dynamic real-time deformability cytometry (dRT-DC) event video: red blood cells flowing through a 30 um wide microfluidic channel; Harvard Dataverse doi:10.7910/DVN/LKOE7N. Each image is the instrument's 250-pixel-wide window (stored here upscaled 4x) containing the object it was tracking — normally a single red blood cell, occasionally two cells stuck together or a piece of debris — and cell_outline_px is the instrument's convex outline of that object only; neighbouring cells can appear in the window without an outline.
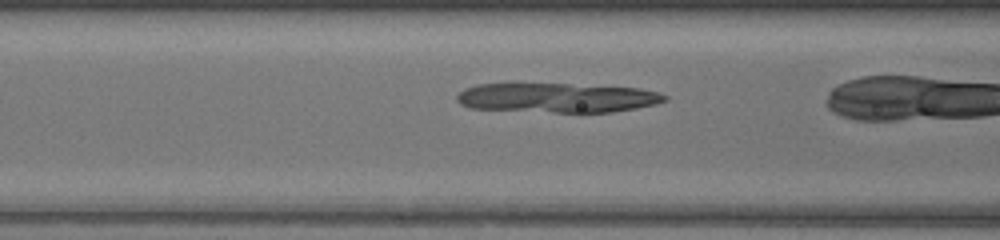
{"species": "common noctule bat (a hibernating species)", "species_latin": "Nyctalus noctula", "temperature_condition": "warm", "stored_images_in_passage": 13, "camera_frame_rate_fps": 3000, "um_per_image_px": 0.085, "animal": {"sex": "female", "body_mass_g": 17.0, "forearm_length_mm": 48.0}, "frame": {"image": 1, "passage_image": 11, "time_ms": 3.333, "image_size_px": [1000, 240], "cell_outline_px": [[668, 100], [656, 104], [636, 108], [612, 112], [552, 112], [468, 108], [460, 104], [456, 100], [456, 96], [464, 88], [476, 84], [568, 84], [640, 88], [656, 92], [668, 96]], "centroid_in_image_um": [47.34, 8.31], "position_along_channel_um": 119.3, "area_um2": 35.72}}